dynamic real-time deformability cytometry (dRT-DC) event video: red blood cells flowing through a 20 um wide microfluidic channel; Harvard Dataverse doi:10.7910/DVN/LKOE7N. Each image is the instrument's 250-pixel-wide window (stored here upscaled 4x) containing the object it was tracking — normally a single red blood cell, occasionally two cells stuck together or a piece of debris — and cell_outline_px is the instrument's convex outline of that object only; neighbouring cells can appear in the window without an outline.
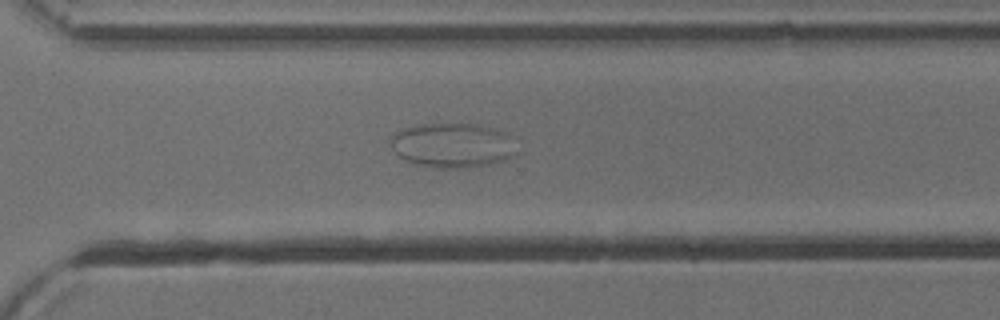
{"species": "common noctule bat (a hibernating species)", "species_latin": "Nyctalus noctula", "temperature_condition": "cold", "stored_images_in_passage": 30, "segment_of_instrument_passage": [2, 3], "camera_frame_rate_fps": 3000, "um_per_image_px": 0.085, "animal": {"sex": "male", "body_mass_g": 13.3}, "frame": {"image": 1, "passage_image": 24, "time_ms": 7.667, "image_size_px": [1000, 320], "cell_outline_px": [[516, 156], [504, 160], [488, 164], [460, 168], [432, 168], [416, 164], [404, 160], [396, 152], [504, 152]], "centroid_in_image_um": [38.57, 13.49], "position_along_channel_um": 332.0, "area_um2": 10.29}}